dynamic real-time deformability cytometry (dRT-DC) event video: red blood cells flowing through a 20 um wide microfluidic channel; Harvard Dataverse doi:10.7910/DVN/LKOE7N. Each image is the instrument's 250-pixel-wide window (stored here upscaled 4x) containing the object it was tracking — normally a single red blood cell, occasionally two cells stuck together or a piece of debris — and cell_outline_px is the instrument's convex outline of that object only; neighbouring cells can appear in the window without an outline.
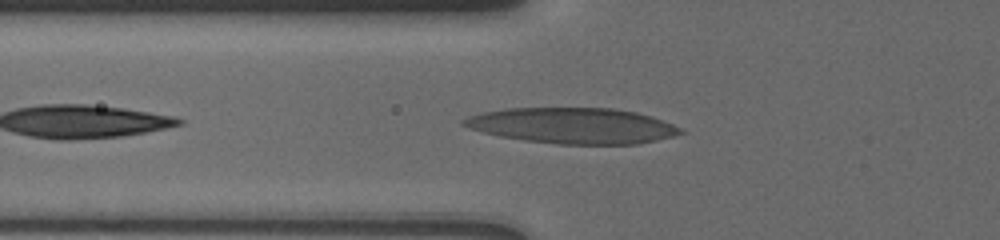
{"species": "human", "species_latin": "Homo sapiens", "temperature_condition": "cold", "stored_images_in_passage": 43, "camera_frame_rate_fps": 3000, "um_per_image_px": 0.085, "donor": {"sex": "male"}, "frame": {"image": 1, "passage_image": 7, "time_ms": 1.333, "image_size_px": [1000, 240], "cell_outline_px": [[684, 132], [672, 136], [656, 140], [636, 144], [556, 144], [524, 140], [500, 136], [468, 128], [460, 124], [460, 120], [468, 116], [480, 112], [504, 108], [612, 108], [636, 112], [652, 116], [672, 124], [680, 128]], "centroid_in_image_um": [48.62, 10.67], "position_along_channel_um": 77.2, "area_um2": 45.2}}
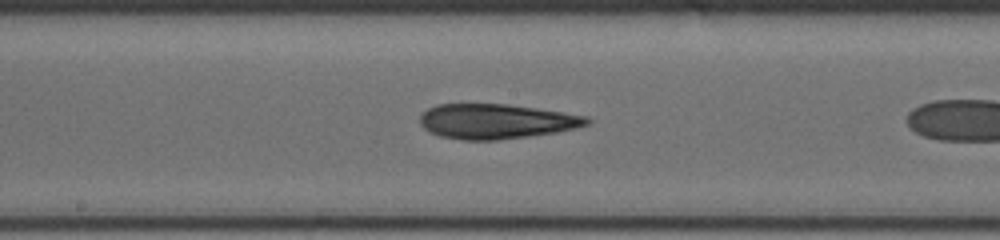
{"frame": {"image": 2, "passage_image": 20, "time_ms": 3.667, "image_size_px": [1000, 240], "cell_outline_px": [[592, 120], [588, 124], [576, 128], [556, 132], [528, 136], [496, 140], [464, 140], [440, 136], [428, 132], [420, 124], [420, 116], [428, 108], [436, 104], [508, 104], [536, 108], [588, 116]], "centroid_in_image_um": [42.17, 10.31], "position_along_channel_um": 206.0, "area_um2": 33.93}}
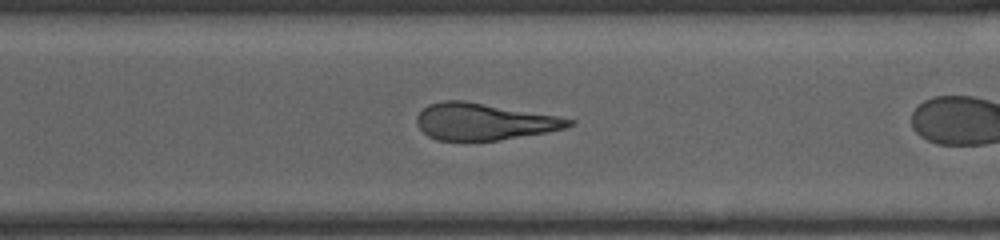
{"frame": {"image": 3, "passage_image": 38, "time_ms": 7.0, "image_size_px": [1000, 240], "cell_outline_px": [[576, 124], [564, 128], [548, 132], [496, 140], [436, 140], [428, 136], [416, 124], [416, 116], [428, 104], [440, 100], [464, 100], [556, 116], [576, 120]], "centroid_in_image_um": [41.11, 10.33], "position_along_channel_um": 329.5, "area_um2": 32.43}}